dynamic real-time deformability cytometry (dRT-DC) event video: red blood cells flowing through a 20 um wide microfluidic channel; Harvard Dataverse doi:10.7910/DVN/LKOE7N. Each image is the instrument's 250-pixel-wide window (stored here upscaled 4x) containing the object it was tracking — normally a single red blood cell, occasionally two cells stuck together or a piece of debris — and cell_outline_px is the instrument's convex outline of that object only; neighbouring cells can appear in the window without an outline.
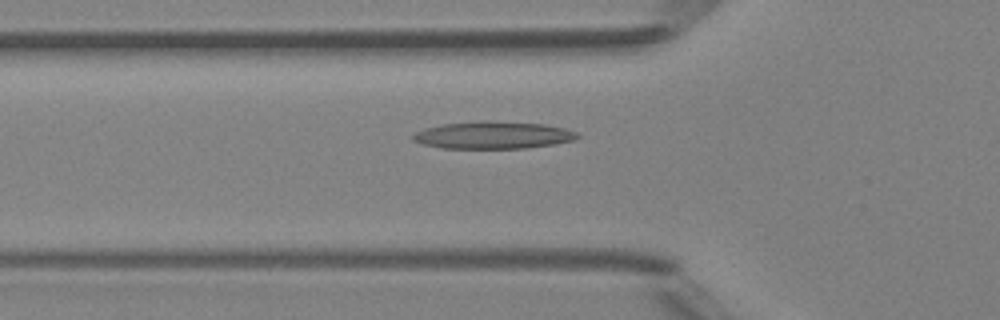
{"species": "Egyptian fruit bat (a non-hibernating species)", "species_latin": "Rousettus aegyptiacus", "temperature_condition": "room temperature", "stored_images_in_passage": 35, "camera_frame_rate_fps": 3000, "um_per_image_px": 0.085, "animal": {"sex": "female"}, "frame": {"image": 1, "passage_image": 10, "time_ms": 3.0, "image_size_px": [1000, 320], "cell_outline_px": [[580, 136], [572, 140], [556, 144], [528, 148], [444, 148], [424, 144], [412, 140], [412, 136], [416, 132], [424, 128], [444, 124], [480, 120], [484, 120], [544, 124], [564, 128], [576, 132]], "centroid_in_image_um": [41.92, 11.48], "position_along_channel_um": 83.9, "area_um2": 26.13}}
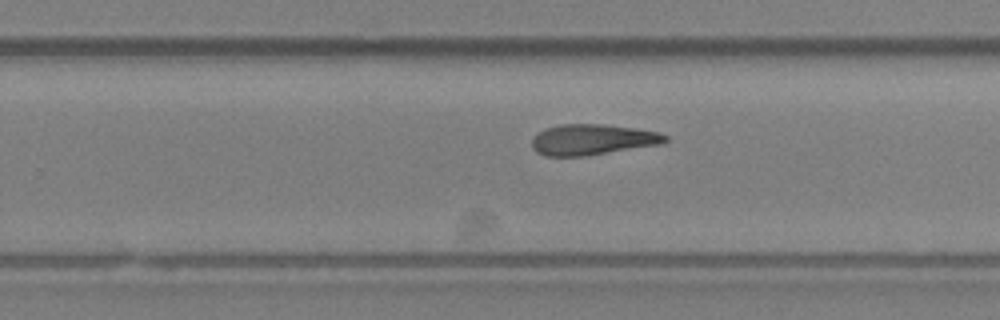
{"frame": {"image": 2, "passage_image": 24, "time_ms": 7.667, "image_size_px": [1000, 320], "cell_outline_px": [[668, 140], [660, 144], [584, 156], [544, 156], [536, 152], [532, 148], [532, 136], [536, 132], [544, 128], [560, 124], [604, 124], [660, 132], [668, 136]], "centroid_in_image_um": [50.29, 11.86], "position_along_channel_um": 279.5, "area_um2": 23.99}}
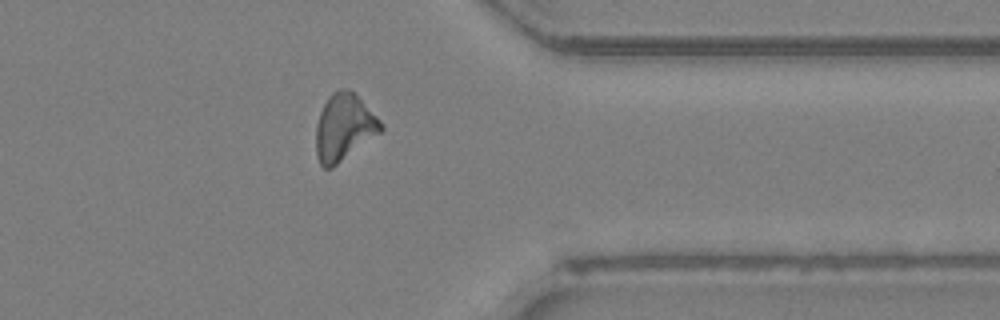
{"frame": {"image": 3, "passage_image": 32, "time_ms": 10.333, "image_size_px": [1000, 320], "cell_outline_px": [[384, 128], [380, 132], [332, 168], [324, 168], [320, 164], [316, 156], [316, 124], [320, 112], [328, 96], [332, 92], [340, 88], [348, 88], [380, 120]], "centroid_in_image_um": [29.2, 10.83], "position_along_channel_um": 382.2, "area_um2": 24.85}, "authors_computed_cell_mechanics": {"area_um2": 24.276, "velocity_mm_per_s": 4.2015, "shape_relaxation_time_tau1_ms": null, "shape_relaxation_time_tau2_ms": 6.9557, "deformation_change_tau1": null, "deformation_change_tau2": 0.2196}}